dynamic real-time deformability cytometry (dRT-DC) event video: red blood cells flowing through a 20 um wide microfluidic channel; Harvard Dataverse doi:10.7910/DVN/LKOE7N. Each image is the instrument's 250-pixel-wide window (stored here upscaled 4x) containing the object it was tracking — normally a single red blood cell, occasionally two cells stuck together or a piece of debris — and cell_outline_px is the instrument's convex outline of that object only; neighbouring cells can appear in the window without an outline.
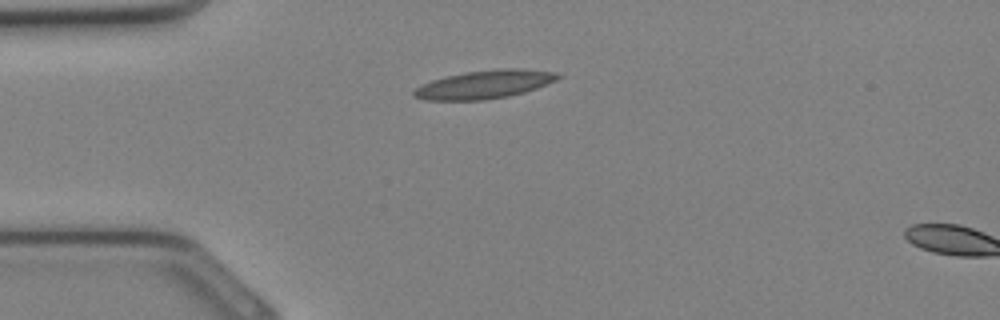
{"species": "Egyptian fruit bat (a non-hibernating species)", "species_latin": "Rousettus aegyptiacus", "temperature_condition": "cold", "stored_images_in_passage": 3, "camera_frame_rate_fps": 3000, "um_per_image_px": 0.085, "animal": {"sex": "female"}, "frame": {"image": 1, "passage_image": 1, "time_ms": 0.0, "image_size_px": [1000, 320], "cell_outline_px": [[564, 76], [556, 80], [536, 88], [524, 92], [508, 96], [484, 100], [424, 100], [412, 96], [412, 92], [420, 84], [444, 76], [464, 72], [500, 68], [520, 68], [556, 72]], "centroid_in_image_um": [41.16, 7.17], "position_along_channel_um": 43.8, "area_um2": 23.99}}